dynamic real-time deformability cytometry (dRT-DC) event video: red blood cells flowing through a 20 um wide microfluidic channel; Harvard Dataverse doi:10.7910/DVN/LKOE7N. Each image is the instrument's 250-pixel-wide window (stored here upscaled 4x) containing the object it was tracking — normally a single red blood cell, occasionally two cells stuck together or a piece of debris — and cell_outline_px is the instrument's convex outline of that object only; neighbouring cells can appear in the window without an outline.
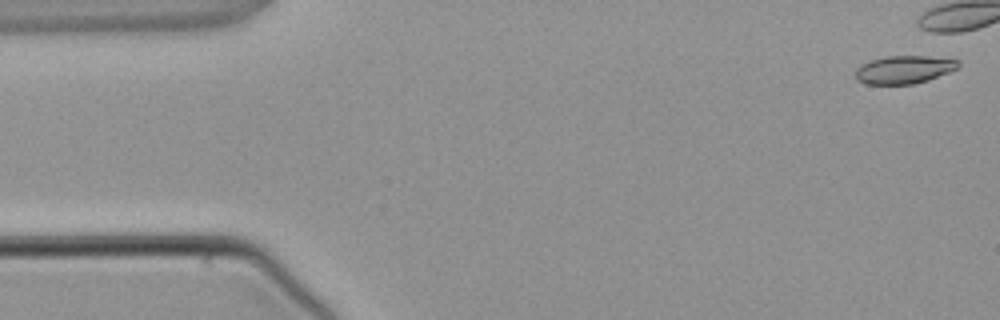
{"species": "common noctule bat (a hibernating species)", "species_latin": "Nyctalus noctula", "temperature_condition": "warm", "stored_images_in_passage": 5, "camera_frame_rate_fps": 3000, "um_per_image_px": 0.085, "animal": {"sex": "male", "body_mass_g": 21.5, "forearm_length_mm": 52.0}, "frame": {"image": 1, "passage_image": 1, "time_ms": 0.0, "image_size_px": [1000, 320], "cell_outline_px": [[960, 64], [956, 68], [948, 72], [928, 80], [912, 84], [864, 84], [856, 80], [856, 68], [860, 64], [872, 60], [888, 56], [924, 56], [960, 60]], "centroid_in_image_um": [76.81, 5.92], "position_along_channel_um": 8.2, "area_um2": 16.65}}
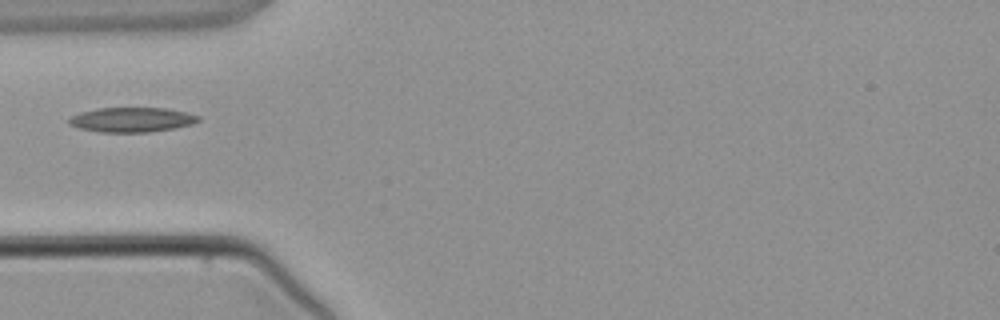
{"frame": {"image": 2, "passage_image": 4, "time_ms": 4.667, "image_size_px": [1000, 320], "cell_outline_px": [[200, 120], [192, 124], [176, 128], [148, 132], [100, 132], [80, 128], [68, 124], [68, 120], [72, 116], [80, 112], [96, 108], [164, 108], [184, 112], [200, 116]], "centroid_in_image_um": [11.19, 10.18], "position_along_channel_um": 73.8, "area_um2": 18.55}}
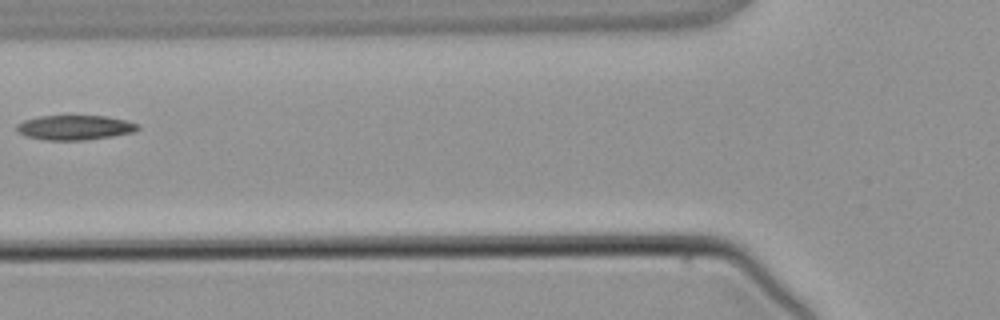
{"frame": {"image": 3, "passage_image": 5, "time_ms": 5.667, "image_size_px": [1000, 320], "cell_outline_px": [[140, 128], [136, 132], [112, 136], [84, 140], [44, 140], [28, 136], [20, 132], [16, 128], [16, 124], [24, 120], [40, 116], [108, 116], [140, 124]], "centroid_in_image_um": [6.41, 10.84], "position_along_channel_um": 119.4, "area_um2": 17.4}}